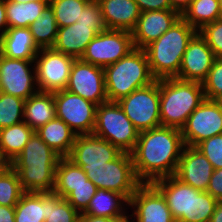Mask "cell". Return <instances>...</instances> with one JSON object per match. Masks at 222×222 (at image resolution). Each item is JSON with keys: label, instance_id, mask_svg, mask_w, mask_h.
Instances as JSON below:
<instances>
[{"label": "cell", "instance_id": "obj_16", "mask_svg": "<svg viewBox=\"0 0 222 222\" xmlns=\"http://www.w3.org/2000/svg\"><path fill=\"white\" fill-rule=\"evenodd\" d=\"M215 59L216 57L205 39L197 32L188 43L183 54L179 74L176 77L202 83Z\"/></svg>", "mask_w": 222, "mask_h": 222}, {"label": "cell", "instance_id": "obj_1", "mask_svg": "<svg viewBox=\"0 0 222 222\" xmlns=\"http://www.w3.org/2000/svg\"><path fill=\"white\" fill-rule=\"evenodd\" d=\"M181 130L159 126L139 133L131 152L134 170L142 183L174 176L184 147Z\"/></svg>", "mask_w": 222, "mask_h": 222}, {"label": "cell", "instance_id": "obj_28", "mask_svg": "<svg viewBox=\"0 0 222 222\" xmlns=\"http://www.w3.org/2000/svg\"><path fill=\"white\" fill-rule=\"evenodd\" d=\"M89 185V179L78 165L68 157H60L56 166L54 194L65 198L74 187Z\"/></svg>", "mask_w": 222, "mask_h": 222}, {"label": "cell", "instance_id": "obj_53", "mask_svg": "<svg viewBox=\"0 0 222 222\" xmlns=\"http://www.w3.org/2000/svg\"><path fill=\"white\" fill-rule=\"evenodd\" d=\"M219 3H220L221 10H222V0H219Z\"/></svg>", "mask_w": 222, "mask_h": 222}, {"label": "cell", "instance_id": "obj_12", "mask_svg": "<svg viewBox=\"0 0 222 222\" xmlns=\"http://www.w3.org/2000/svg\"><path fill=\"white\" fill-rule=\"evenodd\" d=\"M56 117L76 135L93 134L97 105L66 89L54 92Z\"/></svg>", "mask_w": 222, "mask_h": 222}, {"label": "cell", "instance_id": "obj_30", "mask_svg": "<svg viewBox=\"0 0 222 222\" xmlns=\"http://www.w3.org/2000/svg\"><path fill=\"white\" fill-rule=\"evenodd\" d=\"M49 2L15 3L5 0L8 28L29 27Z\"/></svg>", "mask_w": 222, "mask_h": 222}, {"label": "cell", "instance_id": "obj_47", "mask_svg": "<svg viewBox=\"0 0 222 222\" xmlns=\"http://www.w3.org/2000/svg\"><path fill=\"white\" fill-rule=\"evenodd\" d=\"M193 0H170L172 10L178 12L180 15L191 5Z\"/></svg>", "mask_w": 222, "mask_h": 222}, {"label": "cell", "instance_id": "obj_52", "mask_svg": "<svg viewBox=\"0 0 222 222\" xmlns=\"http://www.w3.org/2000/svg\"><path fill=\"white\" fill-rule=\"evenodd\" d=\"M9 164L3 159L0 153V173L8 166Z\"/></svg>", "mask_w": 222, "mask_h": 222}, {"label": "cell", "instance_id": "obj_51", "mask_svg": "<svg viewBox=\"0 0 222 222\" xmlns=\"http://www.w3.org/2000/svg\"><path fill=\"white\" fill-rule=\"evenodd\" d=\"M15 3H27V2H50V0H8Z\"/></svg>", "mask_w": 222, "mask_h": 222}, {"label": "cell", "instance_id": "obj_5", "mask_svg": "<svg viewBox=\"0 0 222 222\" xmlns=\"http://www.w3.org/2000/svg\"><path fill=\"white\" fill-rule=\"evenodd\" d=\"M103 69L109 102H117L157 80L150 70L145 50L140 48H134L125 57Z\"/></svg>", "mask_w": 222, "mask_h": 222}, {"label": "cell", "instance_id": "obj_8", "mask_svg": "<svg viewBox=\"0 0 222 222\" xmlns=\"http://www.w3.org/2000/svg\"><path fill=\"white\" fill-rule=\"evenodd\" d=\"M117 103L139 132L161 126L159 79L134 90Z\"/></svg>", "mask_w": 222, "mask_h": 222}, {"label": "cell", "instance_id": "obj_29", "mask_svg": "<svg viewBox=\"0 0 222 222\" xmlns=\"http://www.w3.org/2000/svg\"><path fill=\"white\" fill-rule=\"evenodd\" d=\"M181 17L198 31L222 17L219 0H193Z\"/></svg>", "mask_w": 222, "mask_h": 222}, {"label": "cell", "instance_id": "obj_17", "mask_svg": "<svg viewBox=\"0 0 222 222\" xmlns=\"http://www.w3.org/2000/svg\"><path fill=\"white\" fill-rule=\"evenodd\" d=\"M213 172L212 164L199 149L185 145L174 176L184 184L207 191Z\"/></svg>", "mask_w": 222, "mask_h": 222}, {"label": "cell", "instance_id": "obj_10", "mask_svg": "<svg viewBox=\"0 0 222 222\" xmlns=\"http://www.w3.org/2000/svg\"><path fill=\"white\" fill-rule=\"evenodd\" d=\"M75 59L52 48H41L35 57L38 90L54 93L66 89Z\"/></svg>", "mask_w": 222, "mask_h": 222}, {"label": "cell", "instance_id": "obj_25", "mask_svg": "<svg viewBox=\"0 0 222 222\" xmlns=\"http://www.w3.org/2000/svg\"><path fill=\"white\" fill-rule=\"evenodd\" d=\"M55 117L54 93L38 91L25 100L23 120L34 131Z\"/></svg>", "mask_w": 222, "mask_h": 222}, {"label": "cell", "instance_id": "obj_24", "mask_svg": "<svg viewBox=\"0 0 222 222\" xmlns=\"http://www.w3.org/2000/svg\"><path fill=\"white\" fill-rule=\"evenodd\" d=\"M36 133L60 157H68L72 151L76 134L59 118L47 122Z\"/></svg>", "mask_w": 222, "mask_h": 222}, {"label": "cell", "instance_id": "obj_38", "mask_svg": "<svg viewBox=\"0 0 222 222\" xmlns=\"http://www.w3.org/2000/svg\"><path fill=\"white\" fill-rule=\"evenodd\" d=\"M202 87L206 99L222 101V58L214 60Z\"/></svg>", "mask_w": 222, "mask_h": 222}, {"label": "cell", "instance_id": "obj_34", "mask_svg": "<svg viewBox=\"0 0 222 222\" xmlns=\"http://www.w3.org/2000/svg\"><path fill=\"white\" fill-rule=\"evenodd\" d=\"M218 201L207 191L191 186L190 217H183V222H210Z\"/></svg>", "mask_w": 222, "mask_h": 222}, {"label": "cell", "instance_id": "obj_32", "mask_svg": "<svg viewBox=\"0 0 222 222\" xmlns=\"http://www.w3.org/2000/svg\"><path fill=\"white\" fill-rule=\"evenodd\" d=\"M15 222H45V193L25 192L15 205Z\"/></svg>", "mask_w": 222, "mask_h": 222}, {"label": "cell", "instance_id": "obj_11", "mask_svg": "<svg viewBox=\"0 0 222 222\" xmlns=\"http://www.w3.org/2000/svg\"><path fill=\"white\" fill-rule=\"evenodd\" d=\"M184 145L196 147L200 142L222 134V101L204 99L181 128Z\"/></svg>", "mask_w": 222, "mask_h": 222}, {"label": "cell", "instance_id": "obj_6", "mask_svg": "<svg viewBox=\"0 0 222 222\" xmlns=\"http://www.w3.org/2000/svg\"><path fill=\"white\" fill-rule=\"evenodd\" d=\"M76 165L85 171L97 188L118 192L128 201L142 184L136 176L131 153L122 152L116 159L106 162V165Z\"/></svg>", "mask_w": 222, "mask_h": 222}, {"label": "cell", "instance_id": "obj_33", "mask_svg": "<svg viewBox=\"0 0 222 222\" xmlns=\"http://www.w3.org/2000/svg\"><path fill=\"white\" fill-rule=\"evenodd\" d=\"M80 215L65 198L45 193V222H80Z\"/></svg>", "mask_w": 222, "mask_h": 222}, {"label": "cell", "instance_id": "obj_39", "mask_svg": "<svg viewBox=\"0 0 222 222\" xmlns=\"http://www.w3.org/2000/svg\"><path fill=\"white\" fill-rule=\"evenodd\" d=\"M76 22L79 23V25L90 26V29L95 30L97 33L107 30L103 20L102 10L97 0H90L86 4Z\"/></svg>", "mask_w": 222, "mask_h": 222}, {"label": "cell", "instance_id": "obj_35", "mask_svg": "<svg viewBox=\"0 0 222 222\" xmlns=\"http://www.w3.org/2000/svg\"><path fill=\"white\" fill-rule=\"evenodd\" d=\"M24 193L17 172L8 165L0 173V205L15 206Z\"/></svg>", "mask_w": 222, "mask_h": 222}, {"label": "cell", "instance_id": "obj_48", "mask_svg": "<svg viewBox=\"0 0 222 222\" xmlns=\"http://www.w3.org/2000/svg\"><path fill=\"white\" fill-rule=\"evenodd\" d=\"M210 222H222V201H218Z\"/></svg>", "mask_w": 222, "mask_h": 222}, {"label": "cell", "instance_id": "obj_26", "mask_svg": "<svg viewBox=\"0 0 222 222\" xmlns=\"http://www.w3.org/2000/svg\"><path fill=\"white\" fill-rule=\"evenodd\" d=\"M34 132L24 121L0 129V153L8 164L20 154Z\"/></svg>", "mask_w": 222, "mask_h": 222}, {"label": "cell", "instance_id": "obj_18", "mask_svg": "<svg viewBox=\"0 0 222 222\" xmlns=\"http://www.w3.org/2000/svg\"><path fill=\"white\" fill-rule=\"evenodd\" d=\"M122 151L94 134L77 135L68 158L75 164L106 165Z\"/></svg>", "mask_w": 222, "mask_h": 222}, {"label": "cell", "instance_id": "obj_27", "mask_svg": "<svg viewBox=\"0 0 222 222\" xmlns=\"http://www.w3.org/2000/svg\"><path fill=\"white\" fill-rule=\"evenodd\" d=\"M123 203L129 201L120 193L102 188H97L95 195L90 200L87 208L81 215H91L106 218H114L125 213Z\"/></svg>", "mask_w": 222, "mask_h": 222}, {"label": "cell", "instance_id": "obj_36", "mask_svg": "<svg viewBox=\"0 0 222 222\" xmlns=\"http://www.w3.org/2000/svg\"><path fill=\"white\" fill-rule=\"evenodd\" d=\"M90 0H50L58 28L74 24Z\"/></svg>", "mask_w": 222, "mask_h": 222}, {"label": "cell", "instance_id": "obj_20", "mask_svg": "<svg viewBox=\"0 0 222 222\" xmlns=\"http://www.w3.org/2000/svg\"><path fill=\"white\" fill-rule=\"evenodd\" d=\"M152 184L162 193L176 222L190 217L191 186L182 183L175 176L157 179Z\"/></svg>", "mask_w": 222, "mask_h": 222}, {"label": "cell", "instance_id": "obj_46", "mask_svg": "<svg viewBox=\"0 0 222 222\" xmlns=\"http://www.w3.org/2000/svg\"><path fill=\"white\" fill-rule=\"evenodd\" d=\"M8 29L5 0H0V37Z\"/></svg>", "mask_w": 222, "mask_h": 222}, {"label": "cell", "instance_id": "obj_3", "mask_svg": "<svg viewBox=\"0 0 222 222\" xmlns=\"http://www.w3.org/2000/svg\"><path fill=\"white\" fill-rule=\"evenodd\" d=\"M198 31L180 17L160 38L144 50L156 79L176 77L189 41Z\"/></svg>", "mask_w": 222, "mask_h": 222}, {"label": "cell", "instance_id": "obj_43", "mask_svg": "<svg viewBox=\"0 0 222 222\" xmlns=\"http://www.w3.org/2000/svg\"><path fill=\"white\" fill-rule=\"evenodd\" d=\"M138 7L142 12L145 11H159V10H172L170 0H135Z\"/></svg>", "mask_w": 222, "mask_h": 222}, {"label": "cell", "instance_id": "obj_31", "mask_svg": "<svg viewBox=\"0 0 222 222\" xmlns=\"http://www.w3.org/2000/svg\"><path fill=\"white\" fill-rule=\"evenodd\" d=\"M36 45L41 48H52L55 43L58 26L52 7L48 4L40 16L29 26Z\"/></svg>", "mask_w": 222, "mask_h": 222}, {"label": "cell", "instance_id": "obj_42", "mask_svg": "<svg viewBox=\"0 0 222 222\" xmlns=\"http://www.w3.org/2000/svg\"><path fill=\"white\" fill-rule=\"evenodd\" d=\"M97 187L89 180V185H80L65 197L74 209L82 213L88 206L90 200L95 195Z\"/></svg>", "mask_w": 222, "mask_h": 222}, {"label": "cell", "instance_id": "obj_22", "mask_svg": "<svg viewBox=\"0 0 222 222\" xmlns=\"http://www.w3.org/2000/svg\"><path fill=\"white\" fill-rule=\"evenodd\" d=\"M97 35L98 33L90 29V26L79 25L75 22L72 25L58 28L52 49L79 59L84 54L87 45Z\"/></svg>", "mask_w": 222, "mask_h": 222}, {"label": "cell", "instance_id": "obj_45", "mask_svg": "<svg viewBox=\"0 0 222 222\" xmlns=\"http://www.w3.org/2000/svg\"><path fill=\"white\" fill-rule=\"evenodd\" d=\"M0 222H15V206L0 205Z\"/></svg>", "mask_w": 222, "mask_h": 222}, {"label": "cell", "instance_id": "obj_2", "mask_svg": "<svg viewBox=\"0 0 222 222\" xmlns=\"http://www.w3.org/2000/svg\"><path fill=\"white\" fill-rule=\"evenodd\" d=\"M59 159L60 156L35 131L9 165L17 172L25 192L51 193Z\"/></svg>", "mask_w": 222, "mask_h": 222}, {"label": "cell", "instance_id": "obj_40", "mask_svg": "<svg viewBox=\"0 0 222 222\" xmlns=\"http://www.w3.org/2000/svg\"><path fill=\"white\" fill-rule=\"evenodd\" d=\"M198 33L205 39L216 58H222V17L204 25Z\"/></svg>", "mask_w": 222, "mask_h": 222}, {"label": "cell", "instance_id": "obj_9", "mask_svg": "<svg viewBox=\"0 0 222 222\" xmlns=\"http://www.w3.org/2000/svg\"><path fill=\"white\" fill-rule=\"evenodd\" d=\"M134 48L132 32L107 29L98 33L87 45L80 59L104 68L125 57Z\"/></svg>", "mask_w": 222, "mask_h": 222}, {"label": "cell", "instance_id": "obj_4", "mask_svg": "<svg viewBox=\"0 0 222 222\" xmlns=\"http://www.w3.org/2000/svg\"><path fill=\"white\" fill-rule=\"evenodd\" d=\"M161 126L180 129L205 99L202 83L177 77L159 79Z\"/></svg>", "mask_w": 222, "mask_h": 222}, {"label": "cell", "instance_id": "obj_19", "mask_svg": "<svg viewBox=\"0 0 222 222\" xmlns=\"http://www.w3.org/2000/svg\"><path fill=\"white\" fill-rule=\"evenodd\" d=\"M180 17L174 10L142 12L132 30L134 47L144 49L168 31Z\"/></svg>", "mask_w": 222, "mask_h": 222}, {"label": "cell", "instance_id": "obj_50", "mask_svg": "<svg viewBox=\"0 0 222 222\" xmlns=\"http://www.w3.org/2000/svg\"><path fill=\"white\" fill-rule=\"evenodd\" d=\"M109 222H132L128 219V216H126L125 213L118 217L109 218Z\"/></svg>", "mask_w": 222, "mask_h": 222}, {"label": "cell", "instance_id": "obj_13", "mask_svg": "<svg viewBox=\"0 0 222 222\" xmlns=\"http://www.w3.org/2000/svg\"><path fill=\"white\" fill-rule=\"evenodd\" d=\"M66 90L97 106L108 102L104 69L80 58L74 60Z\"/></svg>", "mask_w": 222, "mask_h": 222}, {"label": "cell", "instance_id": "obj_41", "mask_svg": "<svg viewBox=\"0 0 222 222\" xmlns=\"http://www.w3.org/2000/svg\"><path fill=\"white\" fill-rule=\"evenodd\" d=\"M196 148L207 157L214 170L222 168V134L200 142Z\"/></svg>", "mask_w": 222, "mask_h": 222}, {"label": "cell", "instance_id": "obj_7", "mask_svg": "<svg viewBox=\"0 0 222 222\" xmlns=\"http://www.w3.org/2000/svg\"><path fill=\"white\" fill-rule=\"evenodd\" d=\"M139 133L117 102L108 101L97 106L94 135L107 140L122 152L131 153Z\"/></svg>", "mask_w": 222, "mask_h": 222}, {"label": "cell", "instance_id": "obj_49", "mask_svg": "<svg viewBox=\"0 0 222 222\" xmlns=\"http://www.w3.org/2000/svg\"><path fill=\"white\" fill-rule=\"evenodd\" d=\"M80 222H109V218L91 215H80Z\"/></svg>", "mask_w": 222, "mask_h": 222}, {"label": "cell", "instance_id": "obj_21", "mask_svg": "<svg viewBox=\"0 0 222 222\" xmlns=\"http://www.w3.org/2000/svg\"><path fill=\"white\" fill-rule=\"evenodd\" d=\"M103 20L110 30L132 32L136 27L141 11L135 0H97Z\"/></svg>", "mask_w": 222, "mask_h": 222}, {"label": "cell", "instance_id": "obj_14", "mask_svg": "<svg viewBox=\"0 0 222 222\" xmlns=\"http://www.w3.org/2000/svg\"><path fill=\"white\" fill-rule=\"evenodd\" d=\"M35 60H20L8 58L0 53V85L3 93L27 100L39 90L36 88ZM33 74V75H32ZM37 89V90H36Z\"/></svg>", "mask_w": 222, "mask_h": 222}, {"label": "cell", "instance_id": "obj_44", "mask_svg": "<svg viewBox=\"0 0 222 222\" xmlns=\"http://www.w3.org/2000/svg\"><path fill=\"white\" fill-rule=\"evenodd\" d=\"M207 192L217 201H222V168L216 169L212 173Z\"/></svg>", "mask_w": 222, "mask_h": 222}, {"label": "cell", "instance_id": "obj_37", "mask_svg": "<svg viewBox=\"0 0 222 222\" xmlns=\"http://www.w3.org/2000/svg\"><path fill=\"white\" fill-rule=\"evenodd\" d=\"M25 100L7 93L0 95V129L21 123Z\"/></svg>", "mask_w": 222, "mask_h": 222}, {"label": "cell", "instance_id": "obj_23", "mask_svg": "<svg viewBox=\"0 0 222 222\" xmlns=\"http://www.w3.org/2000/svg\"><path fill=\"white\" fill-rule=\"evenodd\" d=\"M39 51L29 27L8 28L0 37V53L8 58L35 60Z\"/></svg>", "mask_w": 222, "mask_h": 222}, {"label": "cell", "instance_id": "obj_15", "mask_svg": "<svg viewBox=\"0 0 222 222\" xmlns=\"http://www.w3.org/2000/svg\"><path fill=\"white\" fill-rule=\"evenodd\" d=\"M131 217L137 222H176L162 193L152 183H142L131 196Z\"/></svg>", "mask_w": 222, "mask_h": 222}]
</instances>
